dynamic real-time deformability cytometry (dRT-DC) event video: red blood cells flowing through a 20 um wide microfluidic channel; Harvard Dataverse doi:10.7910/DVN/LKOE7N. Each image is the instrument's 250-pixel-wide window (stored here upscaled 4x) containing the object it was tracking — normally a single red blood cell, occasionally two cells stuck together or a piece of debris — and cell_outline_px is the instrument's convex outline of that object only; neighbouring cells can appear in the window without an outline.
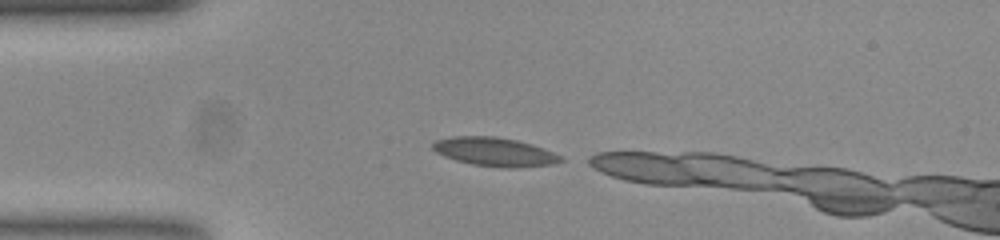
{"species": "common noctule bat (a hibernating species)", "species_latin": "Nyctalus noctula", "temperature_condition": "room temperature", "stored_images_in_passage": 7, "camera_frame_rate_fps": 3000, "um_per_image_px": 0.085, "animal": {"sex": "female", "body_mass_g": 23.0, "forearm_length_mm": 53.4}, "frame": {"image": 1, "passage_image": 1, "time_ms": 0.0, "image_size_px": [1000, 240], "cell_outline_px": [[564, 160], [552, 164], [520, 168], [504, 168], [472, 164], [456, 160], [444, 156], [436, 152], [432, 148], [432, 144], [436, 140], [452, 136], [496, 136], [516, 140], [532, 144], [544, 148], [560, 156]], "centroid_in_image_um": [42.04, 12.91], "position_along_channel_um": 43.0, "area_um2": 21.44}}
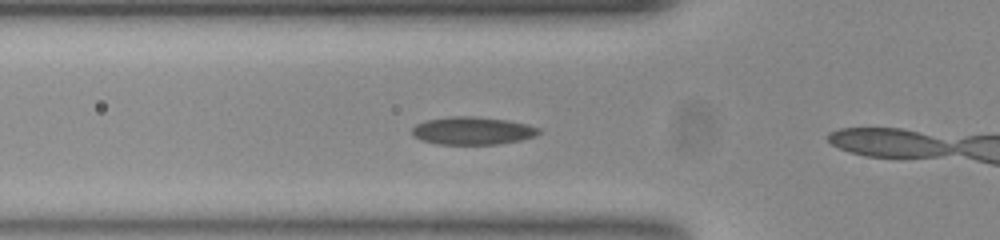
{"frame": {"image": 2, "passage_image": 6, "time_ms": 1.667, "image_size_px": [1000, 240], "cell_outline_px": [[540, 132], [536, 136], [520, 140], [496, 144], [436, 144], [420, 140], [412, 136], [412, 128], [416, 124], [428, 120], [448, 116], [472, 116], [508, 120], [528, 124], [540, 128]], "centroid_in_image_um": [40.15, 11.11], "position_along_channel_um": 85.6, "area_um2": 20.63}}